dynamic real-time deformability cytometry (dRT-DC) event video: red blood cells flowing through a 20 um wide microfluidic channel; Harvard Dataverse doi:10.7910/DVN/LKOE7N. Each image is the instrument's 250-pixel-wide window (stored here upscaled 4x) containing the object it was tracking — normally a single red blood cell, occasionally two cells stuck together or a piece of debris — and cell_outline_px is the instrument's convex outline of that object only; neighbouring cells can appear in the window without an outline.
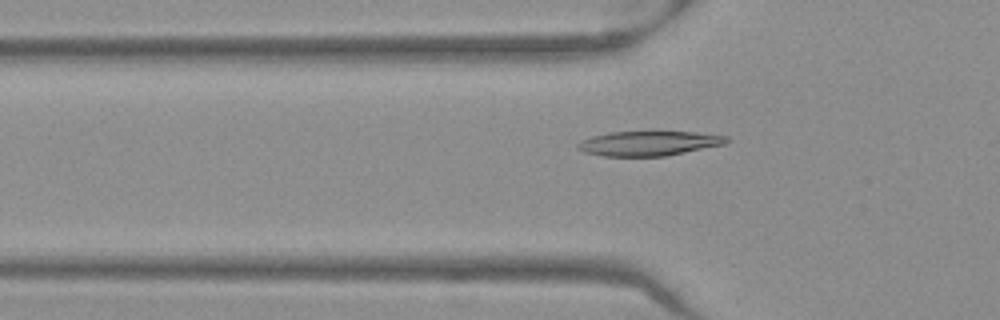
{"species": "Egyptian fruit bat (a non-hibernating species)", "species_latin": "Rousettus aegyptiacus", "temperature_condition": "warm", "stored_images_in_passage": 42, "camera_frame_rate_fps": 3000, "um_per_image_px": 0.085, "frame": {"image": 1, "passage_image": 8, "time_ms": 2.333, "image_size_px": [1000, 320], "cell_outline_px": [[732, 140], [724, 144], [664, 156], [600, 156], [584, 152], [576, 148], [576, 144], [580, 140], [592, 136], [608, 132], [692, 132], [728, 136]], "centroid_in_image_um": [55.1, 12.18], "position_along_channel_um": 70.7, "area_um2": 21.33}}
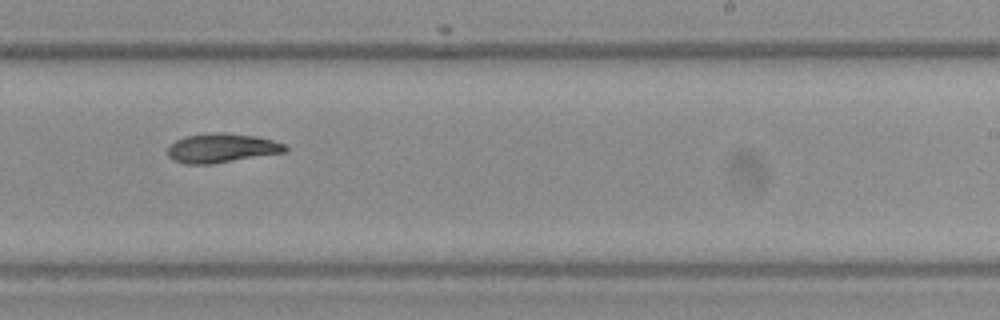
{"frame": {"image": 2, "passage_image": 23, "time_ms": 7.333, "image_size_px": [1000, 320], "cell_outline_px": [[288, 152], [212, 164], [184, 164], [172, 160], [168, 156], [168, 144], [184, 136], [216, 132], [224, 132], [256, 136], [272, 140], [284, 144], [288, 148]], "centroid_in_image_um": [18.83, 12.59], "position_along_channel_um": 270.2, "area_um2": 20.29}}
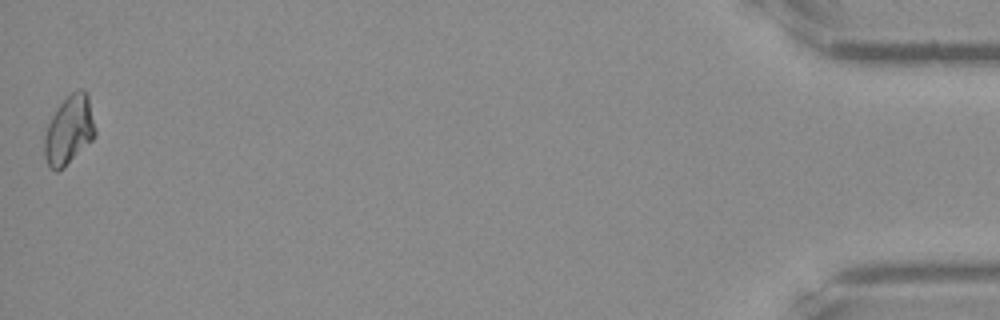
{"frame": {"image": 3, "passage_image": 42, "time_ms": 13.667, "image_size_px": [1000, 320], "cell_outline_px": [[96, 136], [64, 168], [56, 172], [48, 164], [44, 156], [44, 136], [48, 124], [56, 108], [72, 92], [80, 88], [84, 88], [88, 92], [96, 128]], "centroid_in_image_um": [5.9, 11.04], "position_along_channel_um": 429.3, "area_um2": 20.58}, "authors_computed_cell_mechanics": {"area_um2": 20.1433, "velocity_mm_per_s": 3.9814, "shape_relaxation_time_tau1_ms": 6.1937, "shape_relaxation_time_tau2_ms": null, "deformation_change_tau1": 0.1326, "deformation_change_tau2": null}}